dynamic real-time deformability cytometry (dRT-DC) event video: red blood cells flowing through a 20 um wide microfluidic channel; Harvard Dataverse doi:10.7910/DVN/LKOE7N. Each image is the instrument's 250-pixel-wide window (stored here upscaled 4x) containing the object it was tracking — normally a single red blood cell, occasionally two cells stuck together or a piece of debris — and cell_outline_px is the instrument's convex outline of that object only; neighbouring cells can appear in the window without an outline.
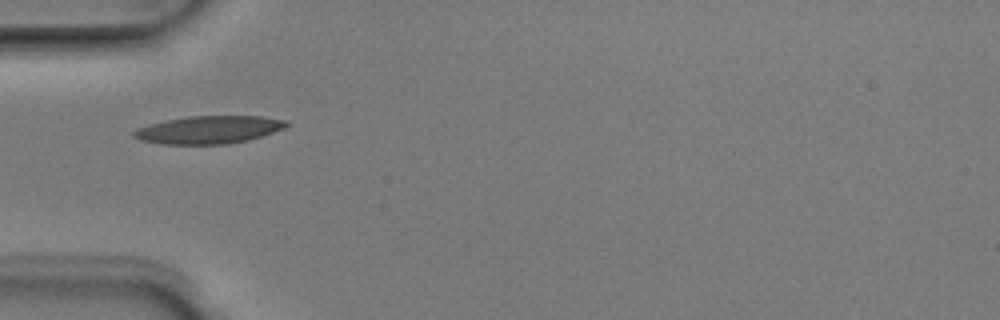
{"species": "Egyptian fruit bat (a non-hibernating species)", "species_latin": "Rousettus aegyptiacus", "temperature_condition": "room temperature", "stored_images_in_passage": 7, "camera_frame_rate_fps": 3000, "um_per_image_px": 0.085, "animal": {"sex": "male"}, "frame": {"image": 1, "passage_image": 5, "time_ms": 1.333, "image_size_px": [1000, 320], "cell_outline_px": [[288, 124], [284, 128], [248, 140], [228, 144], [160, 144], [140, 140], [132, 136], [132, 132], [136, 128], [148, 124], [188, 116], [260, 116], [288, 120]], "centroid_in_image_um": [17.71, 11.03], "position_along_channel_um": 67.3, "area_um2": 24.68}}
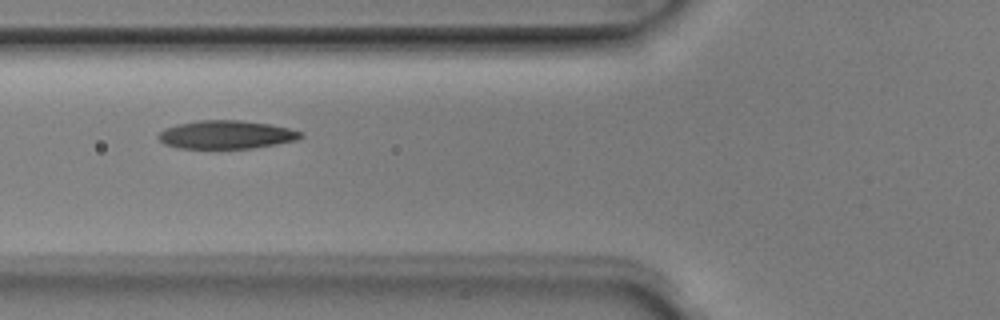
{"frame": {"image": 2, "passage_image": 6, "time_ms": 1.667, "image_size_px": [1000, 320], "cell_outline_px": [[304, 136], [296, 140], [276, 144], [252, 148], [176, 148], [164, 144], [156, 136], [164, 128], [176, 124], [200, 120], [240, 120], [268, 124], [288, 128], [304, 132]], "centroid_in_image_um": [19.21, 11.44], "position_along_channel_um": 106.6, "area_um2": 23.52}}
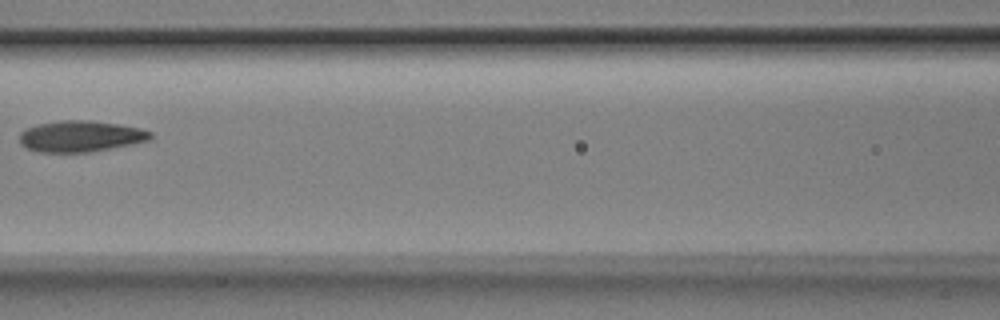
{"frame": {"image": 3, "passage_image": 7, "time_ms": 2.0, "image_size_px": [1000, 320], "cell_outline_px": [[152, 136], [148, 140], [132, 144], [92, 152], [40, 152], [28, 148], [20, 144], [20, 132], [24, 128], [36, 124], [60, 120], [92, 120], [140, 128], [152, 132]], "centroid_in_image_um": [6.82, 11.58], "position_along_channel_um": 159.8, "area_um2": 23.87}}